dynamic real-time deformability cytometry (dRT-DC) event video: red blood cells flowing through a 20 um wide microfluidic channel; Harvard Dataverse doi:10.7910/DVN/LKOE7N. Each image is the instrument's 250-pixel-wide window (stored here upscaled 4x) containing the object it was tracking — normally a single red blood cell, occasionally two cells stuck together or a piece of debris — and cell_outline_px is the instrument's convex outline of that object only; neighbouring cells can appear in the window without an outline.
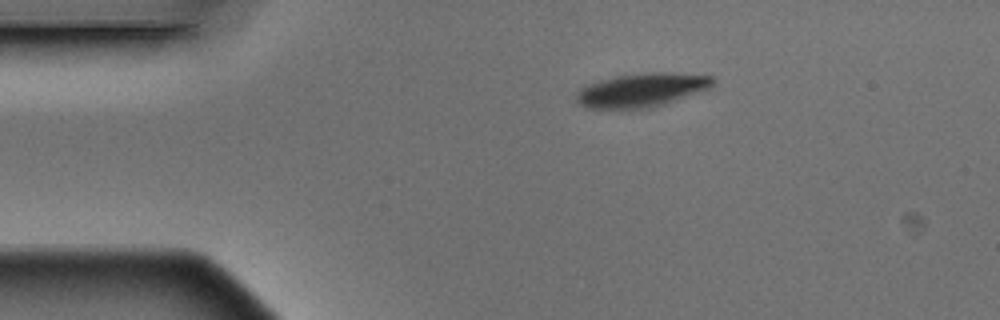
{"species": "Egyptian fruit bat (a non-hibernating species)", "species_latin": "Rousettus aegyptiacus", "temperature_condition": "warm", "stored_images_in_passage": 13, "camera_frame_rate_fps": 3000, "um_per_image_px": 0.085, "animal": {"sex": "male"}, "frame": {"image": 1, "passage_image": 1, "time_ms": 0.0, "image_size_px": [1000, 320], "cell_outline_px": [[716, 80], [712, 88], [652, 108], [588, 108], [580, 104], [576, 100], [576, 96], [580, 88], [588, 84], [600, 80], [616, 76], [648, 72], [672, 72], [712, 76]], "centroid_in_image_um": [54.6, 7.64], "position_along_channel_um": 30.4, "area_um2": 26.93}}
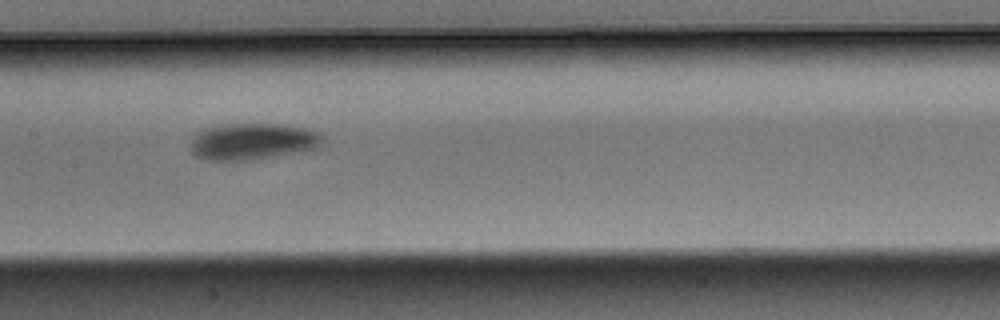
{"frame": {"image": 2, "passage_image": 6, "time_ms": 1.667, "image_size_px": [1000, 320], "cell_outline_px": [[324, 140], [320, 148], [252, 160], [200, 160], [192, 156], [188, 148], [188, 144], [192, 136], [196, 132], [204, 128], [228, 124], [284, 124], [304, 128], [320, 132]], "centroid_in_image_um": [21.4, 12.03], "position_along_channel_um": 186.0, "area_um2": 28.84}}
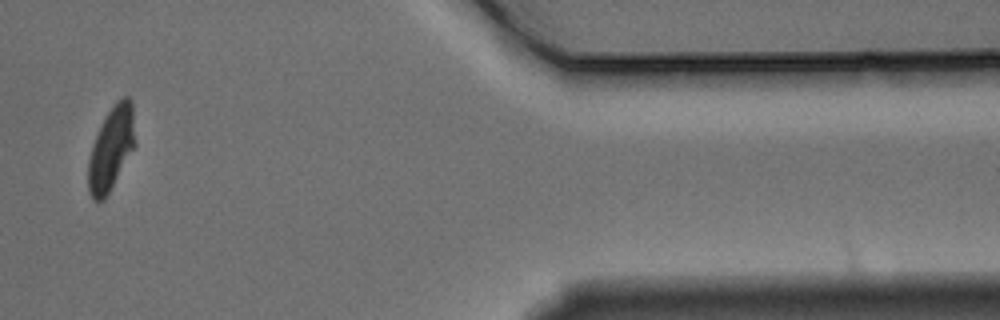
{"frame": {"image": 3, "passage_image": 11, "time_ms": 3.333, "image_size_px": [1000, 320], "cell_outline_px": [[136, 144], [104, 200], [92, 200], [88, 192], [88, 160], [92, 144], [100, 124], [116, 100], [120, 96], [128, 96], [132, 100]], "centroid_in_image_um": [9.45, 12.58], "position_along_channel_um": 402.0, "area_um2": 22.95}}